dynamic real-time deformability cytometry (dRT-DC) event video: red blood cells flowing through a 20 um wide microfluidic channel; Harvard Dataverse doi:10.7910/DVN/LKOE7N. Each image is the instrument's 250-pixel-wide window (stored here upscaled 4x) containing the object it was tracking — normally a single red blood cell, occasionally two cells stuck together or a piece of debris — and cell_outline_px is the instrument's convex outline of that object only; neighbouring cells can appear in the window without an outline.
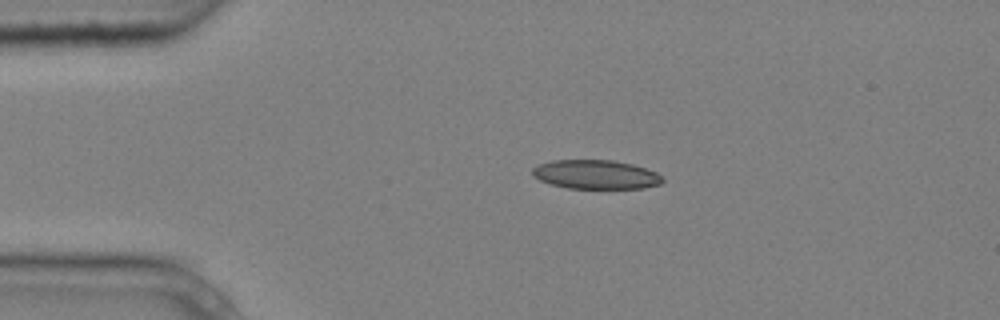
{"species": "common noctule bat (a hibernating species)", "species_latin": "Nyctalus noctula", "temperature_condition": "cold", "stored_images_in_passage": 2, "camera_frame_rate_fps": 3000, "um_per_image_px": 0.085, "animal": {"sex": "male", "body_mass_g": 20.4}, "frame": {"image": 1, "passage_image": 1, "time_ms": 0.0, "image_size_px": [1000, 320], "cell_outline_px": [[664, 180], [660, 184], [644, 188], [568, 188], [552, 184], [540, 180], [532, 176], [532, 168], [540, 164], [552, 160], [612, 160], [632, 164], [656, 172]], "centroid_in_image_um": [50.63, 14.83], "position_along_channel_um": 34.4, "area_um2": 21.85}}